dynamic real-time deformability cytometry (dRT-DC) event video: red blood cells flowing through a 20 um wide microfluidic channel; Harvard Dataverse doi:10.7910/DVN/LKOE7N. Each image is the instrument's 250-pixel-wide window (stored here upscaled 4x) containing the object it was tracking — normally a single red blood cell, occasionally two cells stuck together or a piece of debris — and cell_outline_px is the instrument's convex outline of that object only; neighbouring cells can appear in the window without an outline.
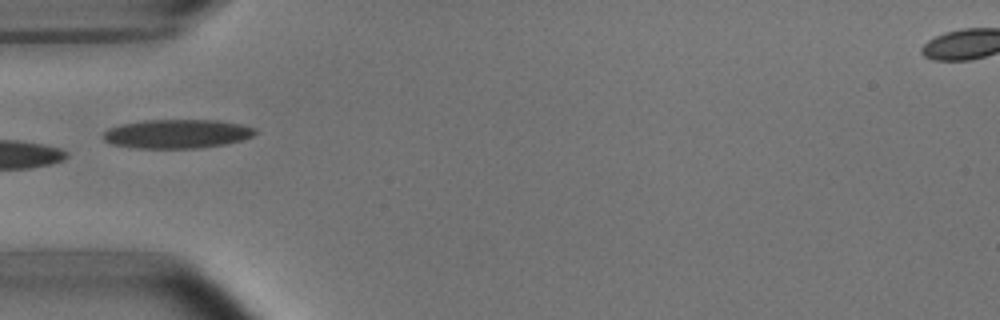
{"species": "common noctule bat (a hibernating species)", "species_latin": "Nyctalus noctula", "temperature_condition": "room temperature", "stored_images_in_passage": 6, "camera_frame_rate_fps": 3000, "um_per_image_px": 0.085, "animal": {"sex": "male", "body_mass_g": 15.6}, "frame": {"image": 1, "passage_image": 6, "time_ms": 5.667, "image_size_px": [1000, 320], "cell_outline_px": [[256, 132], [252, 136], [244, 140], [224, 144], [200, 148], [136, 148], [112, 144], [104, 140], [104, 132], [108, 128], [120, 124], [144, 120], [220, 120], [240, 124], [256, 128]], "centroid_in_image_um": [15.06, 11.37], "position_along_channel_um": 69.9, "area_um2": 25.72}}